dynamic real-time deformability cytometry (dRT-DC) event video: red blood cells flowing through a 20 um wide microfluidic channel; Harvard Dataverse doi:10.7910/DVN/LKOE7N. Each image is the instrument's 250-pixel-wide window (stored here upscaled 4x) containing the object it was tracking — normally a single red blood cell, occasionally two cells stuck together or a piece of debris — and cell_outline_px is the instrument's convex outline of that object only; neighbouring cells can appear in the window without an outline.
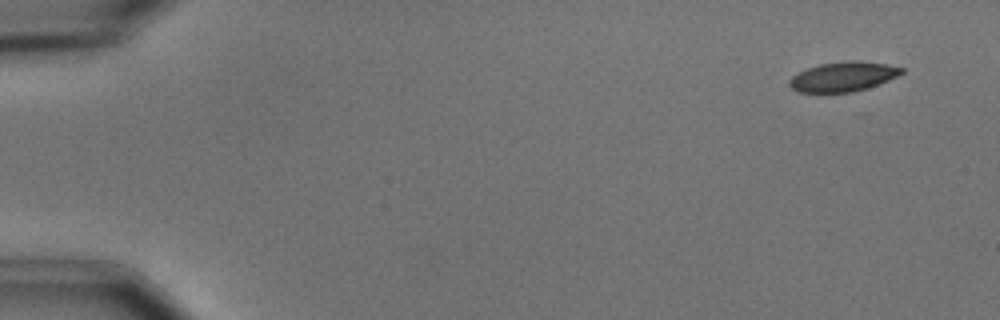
{"species": "common noctule bat (a hibernating species)", "species_latin": "Nyctalus noctula", "temperature_condition": "cold", "stored_images_in_passage": 6, "camera_frame_rate_fps": 3000, "um_per_image_px": 0.085, "animal": {"sex": "male", "body_mass_g": 15.6}, "frame": {"image": 1, "passage_image": 1, "time_ms": 0.0, "image_size_px": [1000, 320], "cell_outline_px": [[904, 72], [888, 80], [868, 88], [852, 92], [796, 92], [788, 84], [788, 80], [792, 76], [808, 68], [820, 64], [848, 60], [852, 60], [888, 64], [904, 68]], "centroid_in_image_um": [71.66, 6.51], "position_along_channel_um": 13.3, "area_um2": 19.31}}
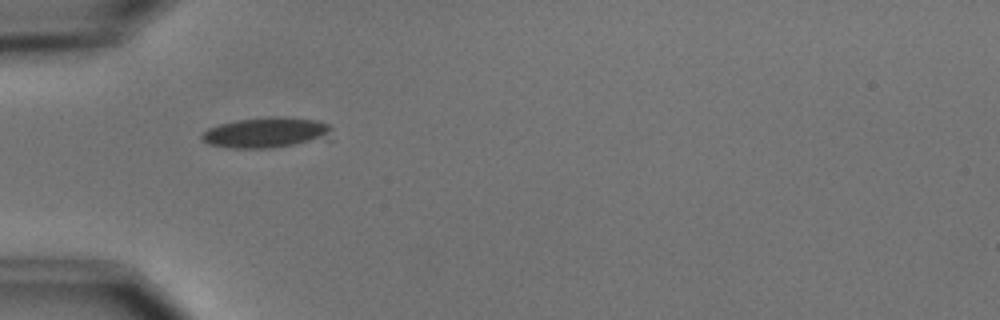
{"frame": {"image": 2, "passage_image": 5, "time_ms": 4.667, "image_size_px": [1000, 320], "cell_outline_px": [[332, 140], [268, 148], [232, 148], [208, 144], [200, 136], [208, 128], [220, 124], [236, 120], [268, 116], [284, 116], [316, 120], [328, 124], [332, 128]], "centroid_in_image_um": [22.74, 11.27], "position_along_channel_um": 62.3, "area_um2": 23.64}}